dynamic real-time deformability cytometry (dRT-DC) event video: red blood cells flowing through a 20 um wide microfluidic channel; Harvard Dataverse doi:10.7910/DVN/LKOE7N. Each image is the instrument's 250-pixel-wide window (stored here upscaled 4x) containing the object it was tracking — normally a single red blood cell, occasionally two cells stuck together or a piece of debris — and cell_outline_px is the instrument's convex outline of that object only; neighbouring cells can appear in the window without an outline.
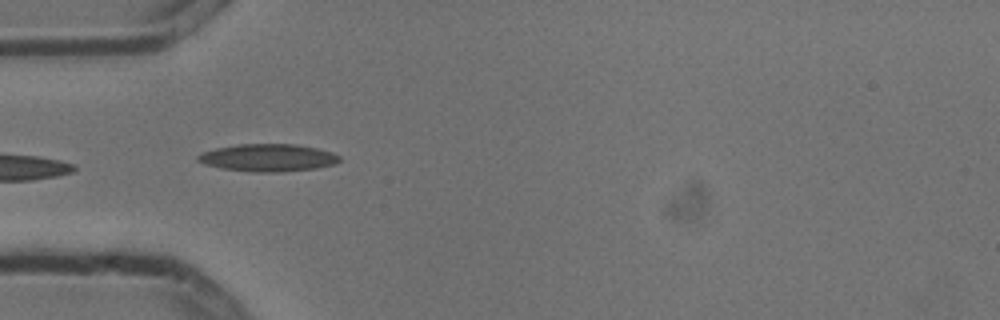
{"species": "common noctule bat (a hibernating species)", "species_latin": "Nyctalus noctula", "temperature_condition": "cold", "stored_images_in_passage": 5, "camera_frame_rate_fps": 3000, "um_per_image_px": 0.085, "animal": {"sex": "male", "body_mass_g": 13.3}, "frame": {"image": 1, "passage_image": 4, "time_ms": 1.0, "image_size_px": [1000, 320], "cell_outline_px": [[340, 160], [336, 164], [316, 168], [276, 172], [256, 172], [220, 168], [204, 164], [196, 160], [196, 156], [204, 152], [216, 148], [240, 144], [296, 144], [316, 148], [332, 152], [340, 156]], "centroid_in_image_um": [22.78, 13.4], "position_along_channel_um": 62.2, "area_um2": 22.6}}
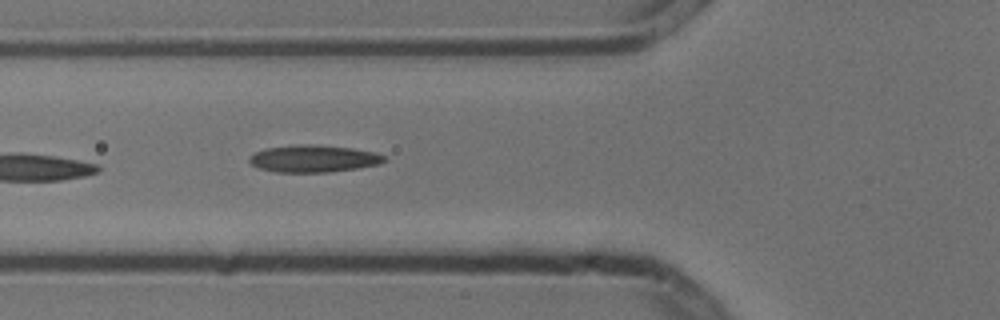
{"frame": {"image": 2, "passage_image": 5, "time_ms": 1.333, "image_size_px": [1000, 320], "cell_outline_px": [[388, 160], [380, 164], [356, 168], [328, 172], [276, 172], [260, 168], [252, 164], [248, 160], [256, 152], [264, 148], [300, 144], [312, 144], [352, 148], [376, 152], [384, 156]], "centroid_in_image_um": [26.69, 13.48], "position_along_channel_um": 99.1, "area_um2": 21.27}}